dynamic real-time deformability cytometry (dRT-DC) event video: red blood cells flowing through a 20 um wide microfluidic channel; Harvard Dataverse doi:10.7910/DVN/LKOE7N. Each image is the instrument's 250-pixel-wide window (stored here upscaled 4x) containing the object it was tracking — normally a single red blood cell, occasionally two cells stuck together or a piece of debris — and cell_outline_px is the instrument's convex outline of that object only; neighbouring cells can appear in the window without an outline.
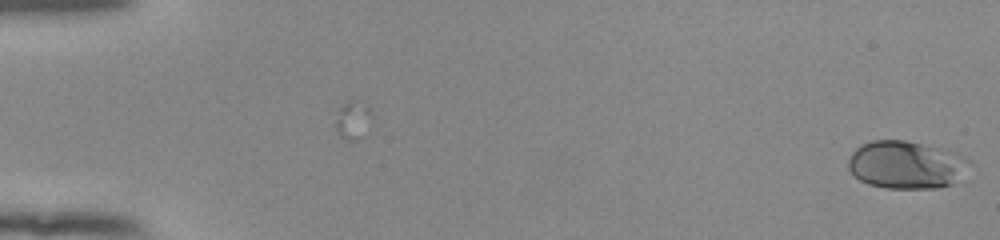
{"species": "human", "species_latin": "Homo sapiens", "temperature_condition": "room temperature", "stored_images_in_passage": 21, "camera_frame_rate_fps": 3000, "um_per_image_px": 0.085, "donor": {"sex": "female"}, "frame": {"image": 1, "passage_image": 21, "time_ms": 6.667, "image_size_px": [1000, 240], "cell_outline_px": [[972, 160], [952, 184], [936, 188], [884, 188], [868, 184], [860, 180], [848, 168], [848, 160], [852, 152], [860, 144], [872, 140], [904, 140], [956, 152]], "centroid_in_image_um": [76.98, 14.0], "position_along_channel_um": 8.0, "area_um2": 33.47}}